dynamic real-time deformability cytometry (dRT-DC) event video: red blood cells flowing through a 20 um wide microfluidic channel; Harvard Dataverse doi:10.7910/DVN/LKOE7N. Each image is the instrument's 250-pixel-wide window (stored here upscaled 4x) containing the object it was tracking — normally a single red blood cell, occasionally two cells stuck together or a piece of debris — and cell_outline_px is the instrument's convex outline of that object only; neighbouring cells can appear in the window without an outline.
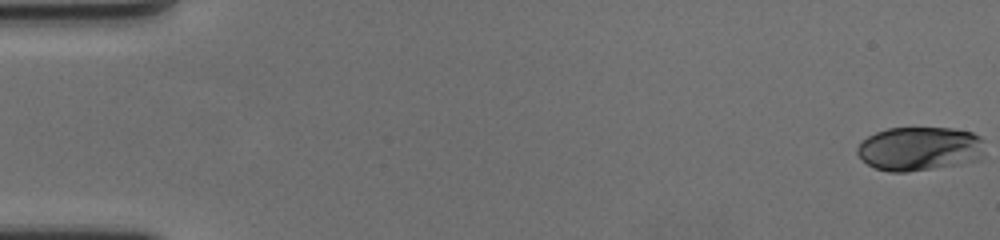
{"species": "human", "species_latin": "Homo sapiens", "temperature_condition": "cold", "stored_images_in_passage": 61, "camera_frame_rate_fps": 3000, "um_per_image_px": 0.085, "donor": {"sex": "female"}, "frame": {"image": 1, "passage_image": 1, "time_ms": 0.0, "image_size_px": [1000, 240], "cell_outline_px": [[984, 152], [980, 160], [960, 164], [908, 172], [888, 172], [876, 168], [868, 164], [856, 152], [856, 148], [868, 136], [876, 132], [888, 128], [952, 128], [972, 132], [980, 136], [984, 140]], "centroid_in_image_um": [78.21, 12.64], "position_along_channel_um": 6.8, "area_um2": 32.89}}
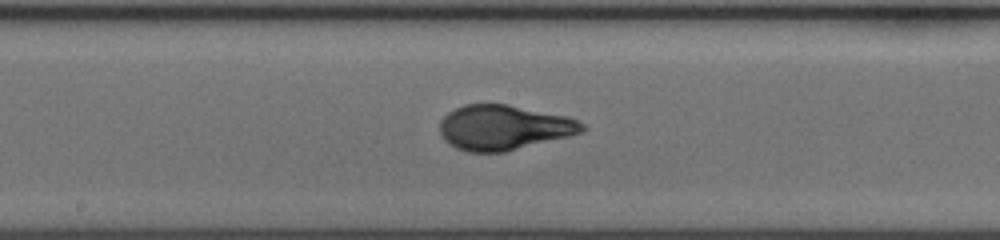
{"frame": {"image": 2, "passage_image": 33, "time_ms": 10.667, "image_size_px": [1000, 240], "cell_outline_px": [[588, 128], [580, 132], [568, 136], [504, 152], [468, 152], [456, 148], [448, 144], [444, 140], [440, 132], [440, 120], [448, 112], [464, 104], [508, 104], [568, 116], [584, 124]], "centroid_in_image_um": [42.79, 10.83], "position_along_channel_um": 205.4, "area_um2": 37.28}}
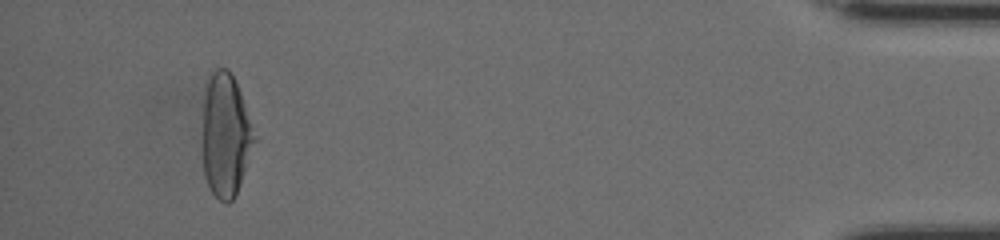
{"frame": {"image": 3, "passage_image": 57, "time_ms": 18.667, "image_size_px": [1000, 240], "cell_outline_px": [[256, 140], [236, 192], [232, 200], [228, 204], [224, 204], [212, 192], [204, 176], [204, 88], [208, 72], [216, 68], [228, 68], [236, 84]], "centroid_in_image_um": [19.14, 11.47], "position_along_channel_um": 416.1, "area_um2": 36.36}, "authors_computed_cell_mechanics": {"area_um2": 36.5296, "velocity_mm_per_s": 3.4937, "shape_relaxation_time_tau1_ms": 5.1275, "shape_relaxation_time_tau2_ms": null, "deformation_change_tau1": 0.2164, "deformation_change_tau2": null}}